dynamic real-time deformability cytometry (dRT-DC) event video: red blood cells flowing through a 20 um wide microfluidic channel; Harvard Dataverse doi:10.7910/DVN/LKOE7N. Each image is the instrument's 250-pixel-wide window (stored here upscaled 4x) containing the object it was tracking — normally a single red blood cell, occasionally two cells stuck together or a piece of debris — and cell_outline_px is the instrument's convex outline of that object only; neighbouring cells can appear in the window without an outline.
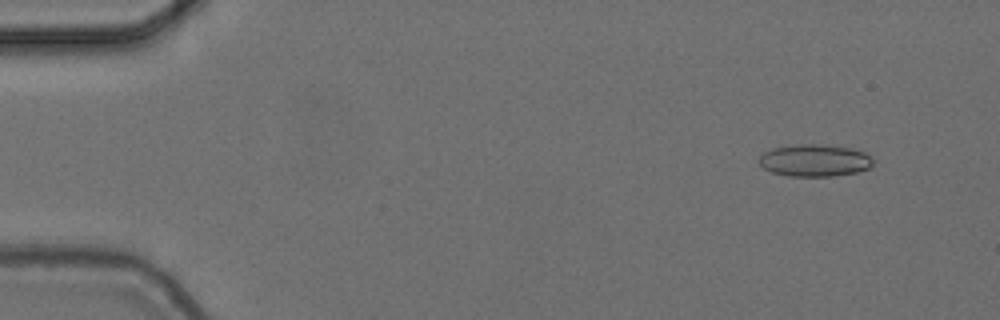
{"species": "common noctule bat (a hibernating species)", "species_latin": "Nyctalus noctula", "temperature_condition": "cold", "stored_images_in_passage": 12, "camera_frame_rate_fps": 3000, "um_per_image_px": 0.085, "animal": {"sex": "female", "body_mass_g": 24.6, "forearm_length_mm": 56.2}, "frame": {"image": 1, "passage_image": 5, "time_ms": 1.333, "image_size_px": [1000, 320], "cell_outline_px": [[876, 160], [868, 168], [856, 172], [832, 176], [788, 176], [772, 172], [764, 168], [756, 160], [764, 152], [772, 148], [796, 144], [820, 144], [852, 148], [864, 152]], "centroid_in_image_um": [69.23, 13.63], "position_along_channel_um": 15.8, "area_um2": 21.5}}